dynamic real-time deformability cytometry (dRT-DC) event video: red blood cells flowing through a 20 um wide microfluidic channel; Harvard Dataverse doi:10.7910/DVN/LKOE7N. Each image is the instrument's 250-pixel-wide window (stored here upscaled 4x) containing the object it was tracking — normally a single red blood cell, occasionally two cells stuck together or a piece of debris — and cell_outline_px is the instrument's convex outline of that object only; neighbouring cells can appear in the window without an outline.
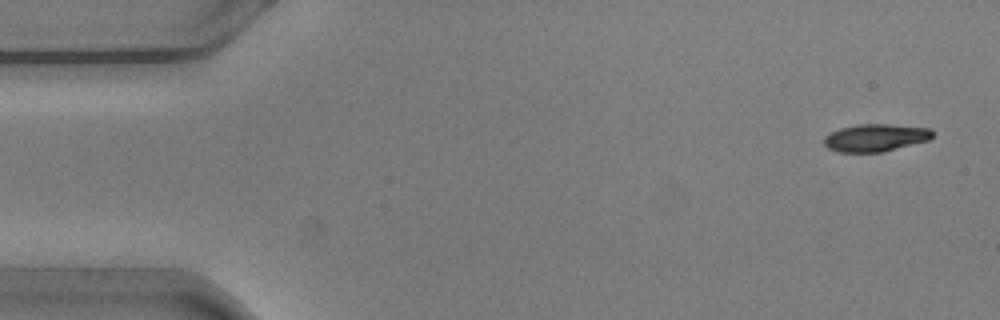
{"species": "common noctule bat (a hibernating species)", "species_latin": "Nyctalus noctula", "temperature_condition": "warm", "stored_images_in_passage": 11, "camera_frame_rate_fps": 3000, "um_per_image_px": 0.085, "animal": {"sex": "male", "body_mass_g": 20.5, "forearm_length_mm": 52.5}, "frame": {"image": 1, "passage_image": 1, "time_ms": 0.0, "image_size_px": [1000, 320], "cell_outline_px": [[932, 136], [928, 140], [880, 152], [840, 152], [828, 148], [824, 144], [824, 136], [840, 128], [860, 124], [888, 124], [932, 128]], "centroid_in_image_um": [74.4, 11.7], "position_along_channel_um": 10.6, "area_um2": 17.17}}